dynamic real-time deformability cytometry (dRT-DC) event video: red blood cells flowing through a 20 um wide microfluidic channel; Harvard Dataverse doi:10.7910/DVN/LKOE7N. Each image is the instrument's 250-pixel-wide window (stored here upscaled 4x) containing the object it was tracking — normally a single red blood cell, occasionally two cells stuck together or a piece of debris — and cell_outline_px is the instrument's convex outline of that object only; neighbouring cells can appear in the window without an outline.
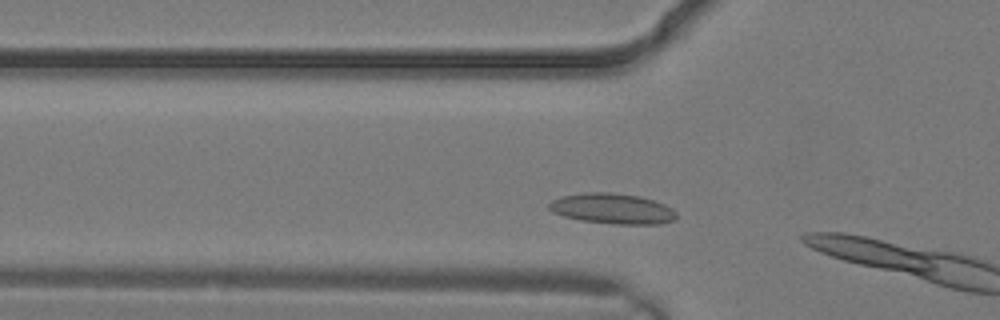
{"species": "common noctule bat (a hibernating species)", "species_latin": "Nyctalus noctula", "temperature_condition": "warm", "stored_images_in_passage": 4, "segment_of_instrument_passage": [2, 2], "camera_frame_rate_fps": 3000, "um_per_image_px": 0.085, "animal": {"sex": "male", "body_mass_g": 19.2, "forearm_length_mm": 51.8}, "frame": {"image": 1, "passage_image": 4, "time_ms": 1.0, "image_size_px": [1000, 320], "cell_outline_px": [[676, 220], [660, 224], [616, 224], [580, 220], [564, 216], [552, 212], [548, 208], [548, 204], [552, 200], [564, 196], [584, 192], [608, 192], [640, 196], [664, 204], [672, 208], [676, 212]], "centroid_in_image_um": [52.06, 17.74], "position_along_channel_um": 73.7, "area_um2": 22.6}}